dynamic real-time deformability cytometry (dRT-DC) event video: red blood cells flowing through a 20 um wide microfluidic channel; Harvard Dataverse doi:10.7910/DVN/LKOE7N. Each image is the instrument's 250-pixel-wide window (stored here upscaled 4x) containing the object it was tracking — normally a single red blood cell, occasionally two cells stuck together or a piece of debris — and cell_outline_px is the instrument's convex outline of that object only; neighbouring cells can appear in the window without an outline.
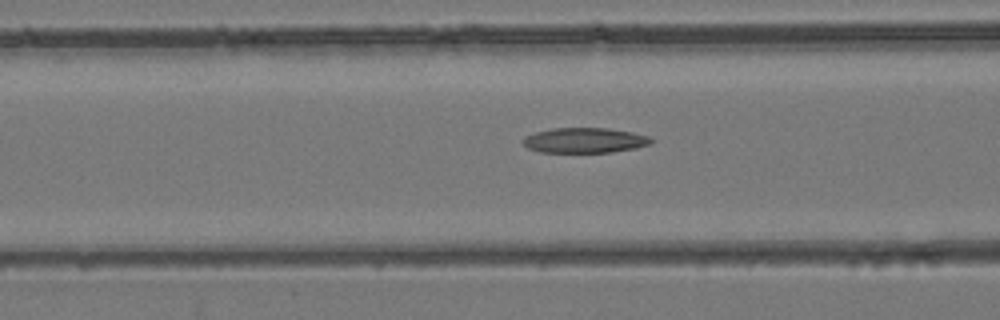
{"species": "common noctule bat (a hibernating species)", "species_latin": "Nyctalus noctula", "temperature_condition": "room temperature", "stored_images_in_passage": 44, "camera_frame_rate_fps": 3000, "um_per_image_px": 0.085, "animal": {"sex": "female", "body_mass_g": 24.6, "forearm_length_mm": 56.2}, "frame": {"image": 1, "passage_image": 18, "time_ms": 5.667, "image_size_px": [1000, 320], "cell_outline_px": [[656, 140], [652, 144], [636, 148], [612, 152], [540, 152], [528, 148], [520, 140], [524, 136], [536, 132], [552, 128], [608, 128], [632, 132], [648, 136]], "centroid_in_image_um": [49.72, 11.93], "position_along_channel_um": 116.9, "area_um2": 18.96}}
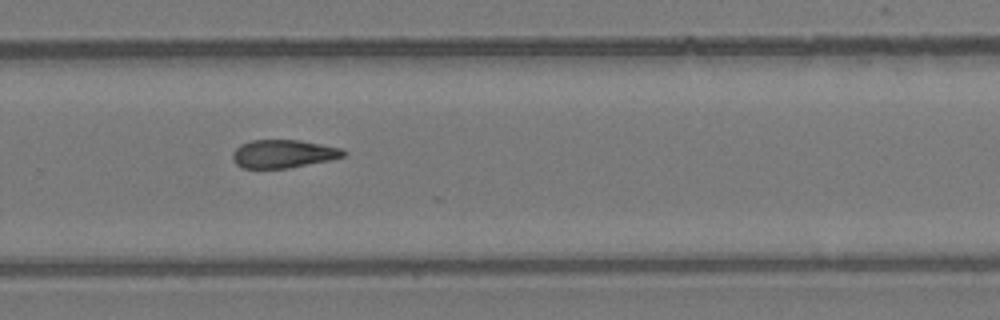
{"frame": {"image": 2, "passage_image": 30, "time_ms": 9.667, "image_size_px": [1000, 320], "cell_outline_px": [[348, 152], [344, 156], [328, 160], [288, 168], [240, 168], [232, 160], [232, 152], [240, 144], [252, 140], [300, 140], [340, 148]], "centroid_in_image_um": [24.03, 13.07], "position_along_channel_um": 305.8, "area_um2": 18.15}}
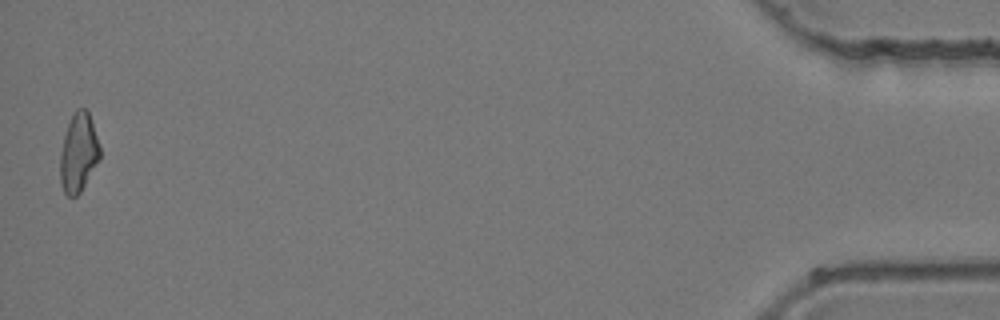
{"frame": {"image": 3, "passage_image": 44, "time_ms": 14.333, "image_size_px": [1000, 320], "cell_outline_px": [[100, 160], [80, 192], [76, 196], [68, 196], [64, 192], [60, 184], [60, 152], [64, 136], [68, 124], [76, 108], [84, 108], [88, 112], [100, 148]], "centroid_in_image_um": [6.66, 13.01], "position_along_channel_um": 428.5, "area_um2": 18.09}}